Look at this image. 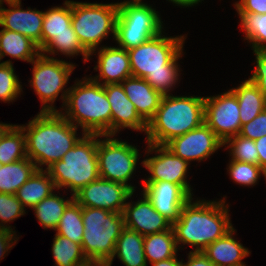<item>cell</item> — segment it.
<instances>
[{"mask_svg":"<svg viewBox=\"0 0 266 266\" xmlns=\"http://www.w3.org/2000/svg\"><path fill=\"white\" fill-rule=\"evenodd\" d=\"M164 31L128 50L132 76L145 79L162 95H169L179 81V58L186 36H165ZM171 90V91H170Z\"/></svg>","mask_w":266,"mask_h":266,"instance_id":"1","label":"cell"},{"mask_svg":"<svg viewBox=\"0 0 266 266\" xmlns=\"http://www.w3.org/2000/svg\"><path fill=\"white\" fill-rule=\"evenodd\" d=\"M226 197L221 200H195L191 198L172 223L178 248L190 245L193 252H202L209 244L223 237L233 226L229 217ZM226 203V204H225Z\"/></svg>","mask_w":266,"mask_h":266,"instance_id":"2","label":"cell"},{"mask_svg":"<svg viewBox=\"0 0 266 266\" xmlns=\"http://www.w3.org/2000/svg\"><path fill=\"white\" fill-rule=\"evenodd\" d=\"M26 137V155L37 169H47L78 142L77 127L59 111L39 112L27 125H20ZM44 165V166H43Z\"/></svg>","mask_w":266,"mask_h":266,"instance_id":"3","label":"cell"},{"mask_svg":"<svg viewBox=\"0 0 266 266\" xmlns=\"http://www.w3.org/2000/svg\"><path fill=\"white\" fill-rule=\"evenodd\" d=\"M88 77L71 86L65 108L59 112L75 127L80 126L82 134L111 135V108L104 85Z\"/></svg>","mask_w":266,"mask_h":266,"instance_id":"4","label":"cell"},{"mask_svg":"<svg viewBox=\"0 0 266 266\" xmlns=\"http://www.w3.org/2000/svg\"><path fill=\"white\" fill-rule=\"evenodd\" d=\"M204 99L201 96L163 95L154 117L147 123L149 144L165 145L204 123Z\"/></svg>","mask_w":266,"mask_h":266,"instance_id":"5","label":"cell"},{"mask_svg":"<svg viewBox=\"0 0 266 266\" xmlns=\"http://www.w3.org/2000/svg\"><path fill=\"white\" fill-rule=\"evenodd\" d=\"M81 135L78 142L61 160L46 169L56 189L62 187L70 189L72 195L100 178L97 156L98 135Z\"/></svg>","mask_w":266,"mask_h":266,"instance_id":"6","label":"cell"},{"mask_svg":"<svg viewBox=\"0 0 266 266\" xmlns=\"http://www.w3.org/2000/svg\"><path fill=\"white\" fill-rule=\"evenodd\" d=\"M84 234L82 249L90 262L106 265L115 251L117 239L125 228L122 213L82 207Z\"/></svg>","mask_w":266,"mask_h":266,"instance_id":"7","label":"cell"},{"mask_svg":"<svg viewBox=\"0 0 266 266\" xmlns=\"http://www.w3.org/2000/svg\"><path fill=\"white\" fill-rule=\"evenodd\" d=\"M116 3H87L72 0V27L81 45L90 53V57L100 48L103 39L112 34L115 39Z\"/></svg>","mask_w":266,"mask_h":266,"instance_id":"8","label":"cell"},{"mask_svg":"<svg viewBox=\"0 0 266 266\" xmlns=\"http://www.w3.org/2000/svg\"><path fill=\"white\" fill-rule=\"evenodd\" d=\"M30 64L33 68L29 83L42 102L40 112H58L54 107V102L60 92L62 93L60 96L63 101L62 108H64L70 89V87L65 88V85L69 83V77L76 65L63 59L47 57L41 53Z\"/></svg>","mask_w":266,"mask_h":266,"instance_id":"9","label":"cell"},{"mask_svg":"<svg viewBox=\"0 0 266 266\" xmlns=\"http://www.w3.org/2000/svg\"><path fill=\"white\" fill-rule=\"evenodd\" d=\"M115 41L127 51L135 48L163 31V21L150 4H126L118 6Z\"/></svg>","mask_w":266,"mask_h":266,"instance_id":"10","label":"cell"},{"mask_svg":"<svg viewBox=\"0 0 266 266\" xmlns=\"http://www.w3.org/2000/svg\"><path fill=\"white\" fill-rule=\"evenodd\" d=\"M113 137L114 135H98L97 156L100 178L123 183L135 192L136 187L128 181L136 172L139 150L136 146Z\"/></svg>","mask_w":266,"mask_h":266,"instance_id":"11","label":"cell"},{"mask_svg":"<svg viewBox=\"0 0 266 266\" xmlns=\"http://www.w3.org/2000/svg\"><path fill=\"white\" fill-rule=\"evenodd\" d=\"M239 111L237 97L231 89L204 99V122L223 143L240 133Z\"/></svg>","mask_w":266,"mask_h":266,"instance_id":"12","label":"cell"},{"mask_svg":"<svg viewBox=\"0 0 266 266\" xmlns=\"http://www.w3.org/2000/svg\"><path fill=\"white\" fill-rule=\"evenodd\" d=\"M146 153L155 155L144 159L141 164L149 171L144 181H168L180 185L191 197L192 188L187 181L189 163L173 154L164 145L149 144ZM158 154V155H157Z\"/></svg>","mask_w":266,"mask_h":266,"instance_id":"13","label":"cell"},{"mask_svg":"<svg viewBox=\"0 0 266 266\" xmlns=\"http://www.w3.org/2000/svg\"><path fill=\"white\" fill-rule=\"evenodd\" d=\"M134 193L123 183L99 178L75 193L74 200L82 207L99 208L110 212L123 213L126 201Z\"/></svg>","mask_w":266,"mask_h":266,"instance_id":"14","label":"cell"},{"mask_svg":"<svg viewBox=\"0 0 266 266\" xmlns=\"http://www.w3.org/2000/svg\"><path fill=\"white\" fill-rule=\"evenodd\" d=\"M164 146L190 164L195 160L204 161L221 149L223 142L204 122L186 134L171 139Z\"/></svg>","mask_w":266,"mask_h":266,"instance_id":"15","label":"cell"},{"mask_svg":"<svg viewBox=\"0 0 266 266\" xmlns=\"http://www.w3.org/2000/svg\"><path fill=\"white\" fill-rule=\"evenodd\" d=\"M5 2L9 8L3 6ZM21 7V0H0V26L30 38L41 50L44 11Z\"/></svg>","mask_w":266,"mask_h":266,"instance_id":"16","label":"cell"},{"mask_svg":"<svg viewBox=\"0 0 266 266\" xmlns=\"http://www.w3.org/2000/svg\"><path fill=\"white\" fill-rule=\"evenodd\" d=\"M143 193L153 208L171 223L175 222L182 207L192 198L180 185L168 181H143Z\"/></svg>","mask_w":266,"mask_h":266,"instance_id":"17","label":"cell"},{"mask_svg":"<svg viewBox=\"0 0 266 266\" xmlns=\"http://www.w3.org/2000/svg\"><path fill=\"white\" fill-rule=\"evenodd\" d=\"M137 202H126L123 210L125 227L142 236L169 230L172 223L153 208L151 201L144 193Z\"/></svg>","mask_w":266,"mask_h":266,"instance_id":"18","label":"cell"},{"mask_svg":"<svg viewBox=\"0 0 266 266\" xmlns=\"http://www.w3.org/2000/svg\"><path fill=\"white\" fill-rule=\"evenodd\" d=\"M111 108V135L116 136L121 129L147 131V123L139 116L135 105L128 99L121 83L104 85Z\"/></svg>","mask_w":266,"mask_h":266,"instance_id":"19","label":"cell"},{"mask_svg":"<svg viewBox=\"0 0 266 266\" xmlns=\"http://www.w3.org/2000/svg\"><path fill=\"white\" fill-rule=\"evenodd\" d=\"M96 50L98 59L94 70L99 73L94 77L90 76L94 81L102 85L115 84L132 76L129 54L126 49L118 46H101Z\"/></svg>","mask_w":266,"mask_h":266,"instance_id":"20","label":"cell"},{"mask_svg":"<svg viewBox=\"0 0 266 266\" xmlns=\"http://www.w3.org/2000/svg\"><path fill=\"white\" fill-rule=\"evenodd\" d=\"M121 85L139 116L148 123L156 114L163 95L139 77L130 76Z\"/></svg>","mask_w":266,"mask_h":266,"instance_id":"21","label":"cell"},{"mask_svg":"<svg viewBox=\"0 0 266 266\" xmlns=\"http://www.w3.org/2000/svg\"><path fill=\"white\" fill-rule=\"evenodd\" d=\"M233 227L223 237L209 244L202 252L216 266H246L242 259L250 255L248 248L234 239Z\"/></svg>","mask_w":266,"mask_h":266,"instance_id":"22","label":"cell"},{"mask_svg":"<svg viewBox=\"0 0 266 266\" xmlns=\"http://www.w3.org/2000/svg\"><path fill=\"white\" fill-rule=\"evenodd\" d=\"M116 256L125 266H148L144 253V236L125 227L117 239L112 259L105 266H111Z\"/></svg>","mask_w":266,"mask_h":266,"instance_id":"23","label":"cell"},{"mask_svg":"<svg viewBox=\"0 0 266 266\" xmlns=\"http://www.w3.org/2000/svg\"><path fill=\"white\" fill-rule=\"evenodd\" d=\"M41 53L38 45L19 32L0 30V63L5 56L30 63Z\"/></svg>","mask_w":266,"mask_h":266,"instance_id":"24","label":"cell"},{"mask_svg":"<svg viewBox=\"0 0 266 266\" xmlns=\"http://www.w3.org/2000/svg\"><path fill=\"white\" fill-rule=\"evenodd\" d=\"M56 191L54 181L46 169H37L34 174L16 191L22 206L33 208L44 198Z\"/></svg>","mask_w":266,"mask_h":266,"instance_id":"25","label":"cell"},{"mask_svg":"<svg viewBox=\"0 0 266 266\" xmlns=\"http://www.w3.org/2000/svg\"><path fill=\"white\" fill-rule=\"evenodd\" d=\"M243 81L238 87L231 88L238 100L241 125L249 123L266 109L265 95L249 79Z\"/></svg>","mask_w":266,"mask_h":266,"instance_id":"26","label":"cell"},{"mask_svg":"<svg viewBox=\"0 0 266 266\" xmlns=\"http://www.w3.org/2000/svg\"><path fill=\"white\" fill-rule=\"evenodd\" d=\"M72 1L66 0L63 6H55L44 12L41 33V49L54 37L62 33H75L72 27Z\"/></svg>","mask_w":266,"mask_h":266,"instance_id":"27","label":"cell"},{"mask_svg":"<svg viewBox=\"0 0 266 266\" xmlns=\"http://www.w3.org/2000/svg\"><path fill=\"white\" fill-rule=\"evenodd\" d=\"M36 170V164L29 157L2 165L0 168V193L16 194V191Z\"/></svg>","mask_w":266,"mask_h":266,"instance_id":"28","label":"cell"},{"mask_svg":"<svg viewBox=\"0 0 266 266\" xmlns=\"http://www.w3.org/2000/svg\"><path fill=\"white\" fill-rule=\"evenodd\" d=\"M178 250L172 227L164 232L144 236L145 259L150 264L175 257Z\"/></svg>","mask_w":266,"mask_h":266,"instance_id":"29","label":"cell"},{"mask_svg":"<svg viewBox=\"0 0 266 266\" xmlns=\"http://www.w3.org/2000/svg\"><path fill=\"white\" fill-rule=\"evenodd\" d=\"M64 197L55 194L54 191L32 208L43 229L56 230L65 209L74 200V195L72 194L69 199H64Z\"/></svg>","mask_w":266,"mask_h":266,"instance_id":"30","label":"cell"},{"mask_svg":"<svg viewBox=\"0 0 266 266\" xmlns=\"http://www.w3.org/2000/svg\"><path fill=\"white\" fill-rule=\"evenodd\" d=\"M27 158L26 137L20 125L13 124L0 140V163L2 165Z\"/></svg>","mask_w":266,"mask_h":266,"instance_id":"31","label":"cell"},{"mask_svg":"<svg viewBox=\"0 0 266 266\" xmlns=\"http://www.w3.org/2000/svg\"><path fill=\"white\" fill-rule=\"evenodd\" d=\"M51 250L56 266H82L89 262L81 244L59 234H55Z\"/></svg>","mask_w":266,"mask_h":266,"instance_id":"32","label":"cell"},{"mask_svg":"<svg viewBox=\"0 0 266 266\" xmlns=\"http://www.w3.org/2000/svg\"><path fill=\"white\" fill-rule=\"evenodd\" d=\"M41 54L50 57L59 53L66 57H75L82 54L84 62L89 61L90 53L81 45L76 33H62L54 37L40 50ZM49 54V56L47 54Z\"/></svg>","mask_w":266,"mask_h":266,"instance_id":"33","label":"cell"},{"mask_svg":"<svg viewBox=\"0 0 266 266\" xmlns=\"http://www.w3.org/2000/svg\"><path fill=\"white\" fill-rule=\"evenodd\" d=\"M55 231L56 234L67 237L73 242L82 243L84 234L82 206L75 200L65 209Z\"/></svg>","mask_w":266,"mask_h":266,"instance_id":"34","label":"cell"},{"mask_svg":"<svg viewBox=\"0 0 266 266\" xmlns=\"http://www.w3.org/2000/svg\"><path fill=\"white\" fill-rule=\"evenodd\" d=\"M245 40L252 50H266V14H238Z\"/></svg>","mask_w":266,"mask_h":266,"instance_id":"35","label":"cell"},{"mask_svg":"<svg viewBox=\"0 0 266 266\" xmlns=\"http://www.w3.org/2000/svg\"><path fill=\"white\" fill-rule=\"evenodd\" d=\"M223 146L229 148L231 160L259 165V156L255 140L236 135L227 139ZM227 146V147H226Z\"/></svg>","mask_w":266,"mask_h":266,"instance_id":"36","label":"cell"},{"mask_svg":"<svg viewBox=\"0 0 266 266\" xmlns=\"http://www.w3.org/2000/svg\"><path fill=\"white\" fill-rule=\"evenodd\" d=\"M21 81L16 75L11 60L0 63V100L11 103L17 99L22 90Z\"/></svg>","mask_w":266,"mask_h":266,"instance_id":"37","label":"cell"},{"mask_svg":"<svg viewBox=\"0 0 266 266\" xmlns=\"http://www.w3.org/2000/svg\"><path fill=\"white\" fill-rule=\"evenodd\" d=\"M227 166L230 178L241 186L253 187L261 175L266 179V172L259 165L230 160Z\"/></svg>","mask_w":266,"mask_h":266,"instance_id":"38","label":"cell"},{"mask_svg":"<svg viewBox=\"0 0 266 266\" xmlns=\"http://www.w3.org/2000/svg\"><path fill=\"white\" fill-rule=\"evenodd\" d=\"M25 211L15 194L0 193V228L13 231L7 223L25 215Z\"/></svg>","mask_w":266,"mask_h":266,"instance_id":"39","label":"cell"},{"mask_svg":"<svg viewBox=\"0 0 266 266\" xmlns=\"http://www.w3.org/2000/svg\"><path fill=\"white\" fill-rule=\"evenodd\" d=\"M256 59V67L248 78L266 97V50H253Z\"/></svg>","mask_w":266,"mask_h":266,"instance_id":"40","label":"cell"},{"mask_svg":"<svg viewBox=\"0 0 266 266\" xmlns=\"http://www.w3.org/2000/svg\"><path fill=\"white\" fill-rule=\"evenodd\" d=\"M239 135L252 140H257L266 135V109L249 123L242 125Z\"/></svg>","mask_w":266,"mask_h":266,"instance_id":"41","label":"cell"},{"mask_svg":"<svg viewBox=\"0 0 266 266\" xmlns=\"http://www.w3.org/2000/svg\"><path fill=\"white\" fill-rule=\"evenodd\" d=\"M234 7L238 14H266V0H239Z\"/></svg>","mask_w":266,"mask_h":266,"instance_id":"42","label":"cell"},{"mask_svg":"<svg viewBox=\"0 0 266 266\" xmlns=\"http://www.w3.org/2000/svg\"><path fill=\"white\" fill-rule=\"evenodd\" d=\"M16 236L15 230L11 231L0 228V260L5 257L8 254V251L16 244L19 239V237Z\"/></svg>","mask_w":266,"mask_h":266,"instance_id":"43","label":"cell"},{"mask_svg":"<svg viewBox=\"0 0 266 266\" xmlns=\"http://www.w3.org/2000/svg\"><path fill=\"white\" fill-rule=\"evenodd\" d=\"M187 255L188 261L183 263V266H216L204 255L203 252L190 251Z\"/></svg>","mask_w":266,"mask_h":266,"instance_id":"44","label":"cell"},{"mask_svg":"<svg viewBox=\"0 0 266 266\" xmlns=\"http://www.w3.org/2000/svg\"><path fill=\"white\" fill-rule=\"evenodd\" d=\"M259 156V166L266 172V135L255 140Z\"/></svg>","mask_w":266,"mask_h":266,"instance_id":"45","label":"cell"},{"mask_svg":"<svg viewBox=\"0 0 266 266\" xmlns=\"http://www.w3.org/2000/svg\"><path fill=\"white\" fill-rule=\"evenodd\" d=\"M152 266H183V259L180 261L178 260L177 256L161 260L159 262H155L151 264Z\"/></svg>","mask_w":266,"mask_h":266,"instance_id":"46","label":"cell"},{"mask_svg":"<svg viewBox=\"0 0 266 266\" xmlns=\"http://www.w3.org/2000/svg\"><path fill=\"white\" fill-rule=\"evenodd\" d=\"M168 2H172L173 4H176V6H182L184 7H192L198 4L199 2H202L203 0H167Z\"/></svg>","mask_w":266,"mask_h":266,"instance_id":"47","label":"cell"},{"mask_svg":"<svg viewBox=\"0 0 266 266\" xmlns=\"http://www.w3.org/2000/svg\"><path fill=\"white\" fill-rule=\"evenodd\" d=\"M13 124L1 123L0 122V140L2 139L5 132L12 126Z\"/></svg>","mask_w":266,"mask_h":266,"instance_id":"48","label":"cell"},{"mask_svg":"<svg viewBox=\"0 0 266 266\" xmlns=\"http://www.w3.org/2000/svg\"><path fill=\"white\" fill-rule=\"evenodd\" d=\"M118 6L126 5V4H145L142 0H126L122 2H117L116 3Z\"/></svg>","mask_w":266,"mask_h":266,"instance_id":"49","label":"cell"},{"mask_svg":"<svg viewBox=\"0 0 266 266\" xmlns=\"http://www.w3.org/2000/svg\"><path fill=\"white\" fill-rule=\"evenodd\" d=\"M82 266H105V265H103L101 263H98V262H90L89 261L88 263H86V264H84Z\"/></svg>","mask_w":266,"mask_h":266,"instance_id":"50","label":"cell"}]
</instances>
